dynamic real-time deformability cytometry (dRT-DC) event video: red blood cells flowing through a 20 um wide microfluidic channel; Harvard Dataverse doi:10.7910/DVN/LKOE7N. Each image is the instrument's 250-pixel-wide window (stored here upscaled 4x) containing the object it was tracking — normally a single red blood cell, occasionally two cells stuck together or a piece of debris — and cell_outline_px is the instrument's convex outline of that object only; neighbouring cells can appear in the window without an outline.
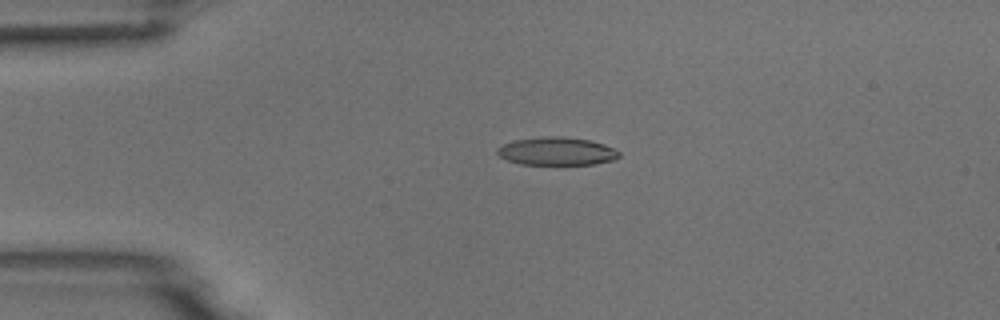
{"species": "common noctule bat (a hibernating species)", "species_latin": "Nyctalus noctula", "temperature_condition": "room temperature", "stored_images_in_passage": 6, "camera_frame_rate_fps": 3000, "um_per_image_px": 0.085, "animal": {"sex": "male", "body_mass_g": 18.8}, "frame": {"image": 1, "passage_image": 4, "time_ms": 3.333, "image_size_px": [1000, 320], "cell_outline_px": [[620, 156], [612, 160], [596, 164], [520, 164], [508, 160], [500, 156], [496, 152], [496, 148], [512, 140], [544, 136], [560, 136], [588, 140], [604, 144], [620, 152]], "centroid_in_image_um": [47.3, 12.85], "position_along_channel_um": 37.7, "area_um2": 19.83}}
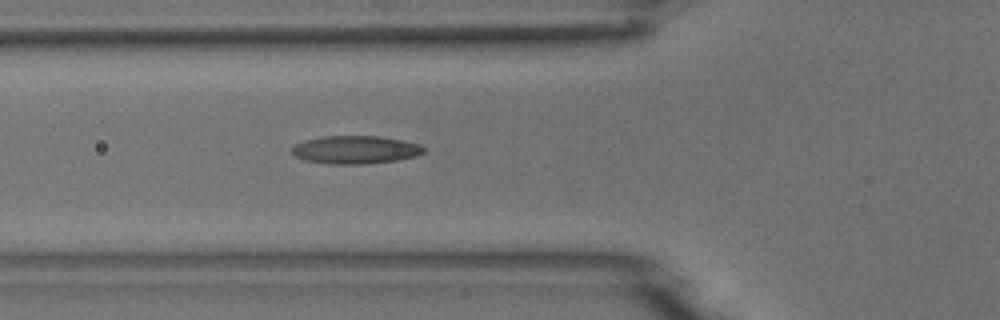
{"frame": {"image": 2, "passage_image": 6, "time_ms": 5.667, "image_size_px": [1000, 320], "cell_outline_px": [[424, 152], [416, 156], [396, 160], [368, 164], [328, 164], [304, 160], [296, 156], [292, 152], [292, 148], [296, 144], [304, 140], [324, 136], [380, 136], [420, 144], [424, 148]], "centroid_in_image_um": [30.2, 12.73], "position_along_channel_um": 95.6, "area_um2": 21.5}}